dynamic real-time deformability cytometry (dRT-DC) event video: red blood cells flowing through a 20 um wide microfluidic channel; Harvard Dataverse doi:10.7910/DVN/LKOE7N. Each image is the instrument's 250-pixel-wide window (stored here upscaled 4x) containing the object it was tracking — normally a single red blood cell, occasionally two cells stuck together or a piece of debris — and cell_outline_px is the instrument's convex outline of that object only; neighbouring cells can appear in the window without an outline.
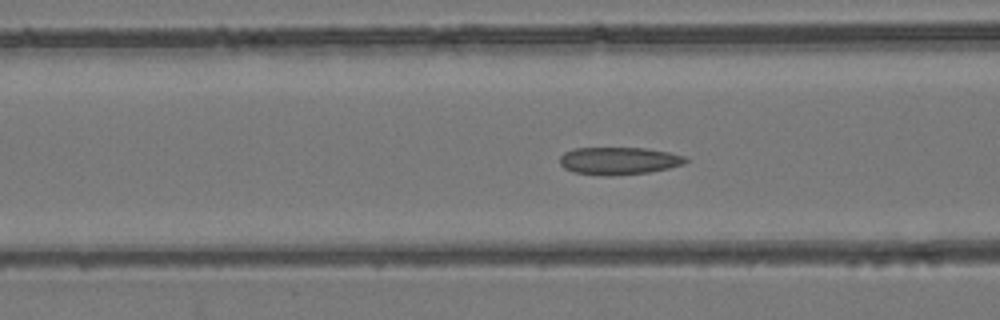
{"species": "common noctule bat (a hibernating species)", "species_latin": "Nyctalus noctula", "temperature_condition": "room temperature", "stored_images_in_passage": 38, "camera_frame_rate_fps": 3000, "um_per_image_px": 0.085, "animal": {"sex": "female", "body_mass_g": 24.6, "forearm_length_mm": 56.2}, "frame": {"image": 1, "passage_image": 9, "time_ms": 2.667, "image_size_px": [1000, 320], "cell_outline_px": [[688, 160], [684, 164], [668, 168], [648, 172], [612, 176], [600, 176], [572, 172], [564, 168], [560, 164], [560, 156], [564, 152], [576, 148], [644, 148], [668, 152], [684, 156]], "centroid_in_image_um": [52.56, 13.68], "position_along_channel_um": 114.0, "area_um2": 20.23}}
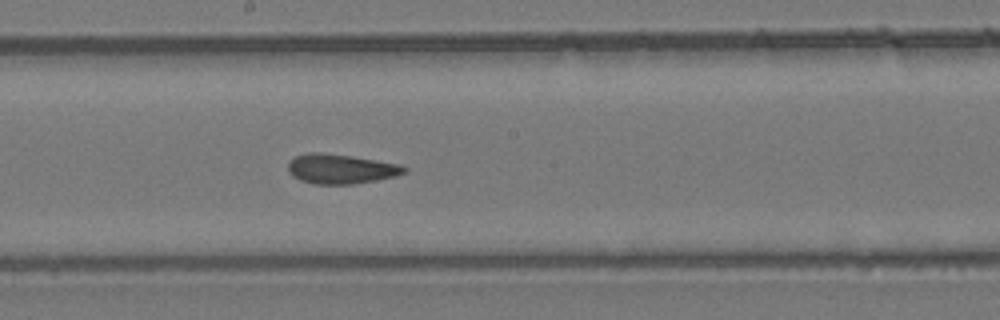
{"frame": {"image": 2, "passage_image": 17, "time_ms": 5.333, "image_size_px": [1000, 320], "cell_outline_px": [[408, 172], [396, 176], [376, 180], [352, 184], [316, 184], [300, 180], [292, 176], [288, 172], [288, 164], [296, 156], [308, 152], [320, 152], [352, 156], [400, 164], [408, 168]], "centroid_in_image_um": [28.99, 14.35], "position_along_channel_um": 219.2, "area_um2": 20.11}}
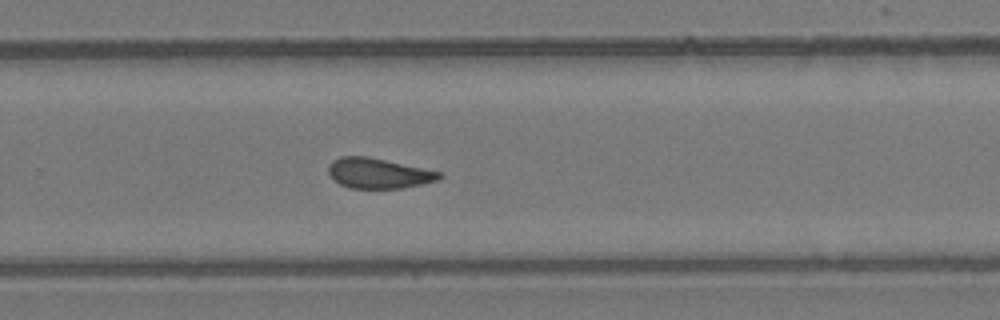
{"frame": {"image": 3, "passage_image": 23, "time_ms": 7.333, "image_size_px": [1000, 320], "cell_outline_px": [[444, 176], [436, 180], [420, 184], [400, 188], [348, 188], [332, 180], [328, 172], [328, 164], [332, 160], [340, 156], [368, 156], [440, 172]], "centroid_in_image_um": [32.09, 14.72], "position_along_channel_um": 297.7, "area_um2": 19.48}, "authors_computed_cell_mechanics": {"area_um2": 19.7098, "velocity_mm_per_s": 3.9335, "shape_relaxation_time_tau1_ms": null, "shape_relaxation_time_tau2_ms": 2.5612, "deformation_change_tau1": null, "deformation_change_tau2": 0.0883}}